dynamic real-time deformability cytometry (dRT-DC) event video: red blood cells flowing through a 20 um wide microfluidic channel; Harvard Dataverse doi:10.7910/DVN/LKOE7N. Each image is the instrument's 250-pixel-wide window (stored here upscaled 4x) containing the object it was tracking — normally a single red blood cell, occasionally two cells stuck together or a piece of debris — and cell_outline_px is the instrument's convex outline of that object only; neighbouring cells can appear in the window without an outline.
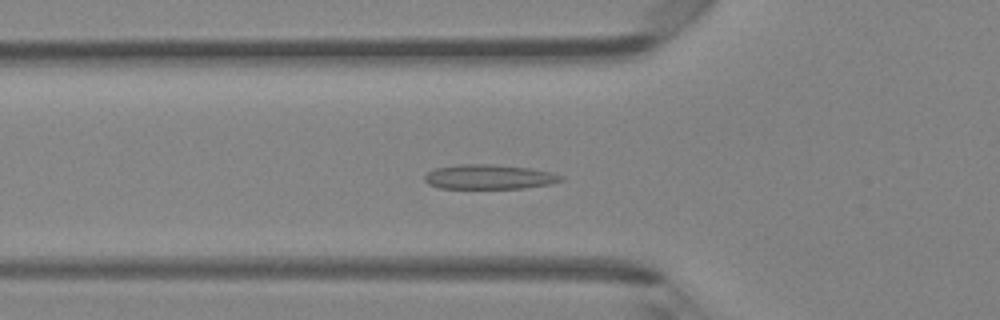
{"species": "Egyptian fruit bat (a non-hibernating species)", "species_latin": "Rousettus aegyptiacus", "temperature_condition": "room temperature", "stored_images_in_passage": 38, "camera_frame_rate_fps": 3000, "um_per_image_px": 0.085, "animal": {"sex": "female"}, "frame": {"image": 1, "passage_image": 8, "time_ms": 2.333, "image_size_px": [1000, 320], "cell_outline_px": [[564, 180], [552, 184], [524, 188], [440, 188], [428, 184], [424, 180], [424, 176], [428, 172], [436, 168], [460, 164], [488, 164], [532, 168], [552, 172], [564, 176]], "centroid_in_image_um": [41.62, 15.03], "position_along_channel_um": 84.2, "area_um2": 19.65}}
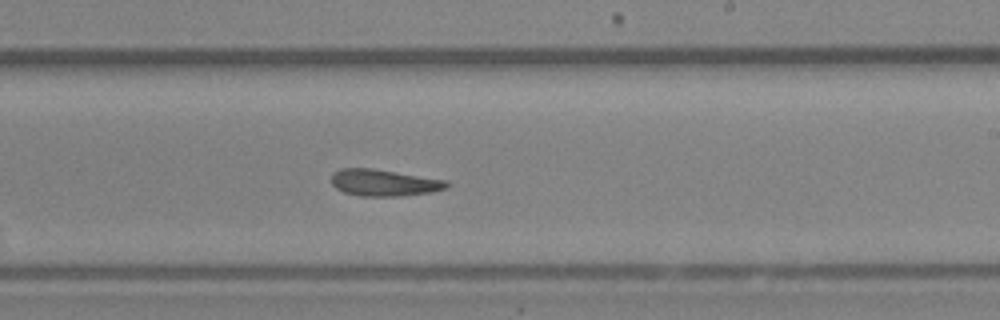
{"frame": {"image": 2, "passage_image": 20, "time_ms": 6.333, "image_size_px": [1000, 320], "cell_outline_px": [[448, 188], [432, 192], [400, 196], [360, 196], [344, 192], [336, 188], [332, 184], [332, 172], [340, 168], [372, 168], [448, 180]], "centroid_in_image_um": [32.64, 15.53], "position_along_channel_um": 256.4, "area_um2": 18.03}}
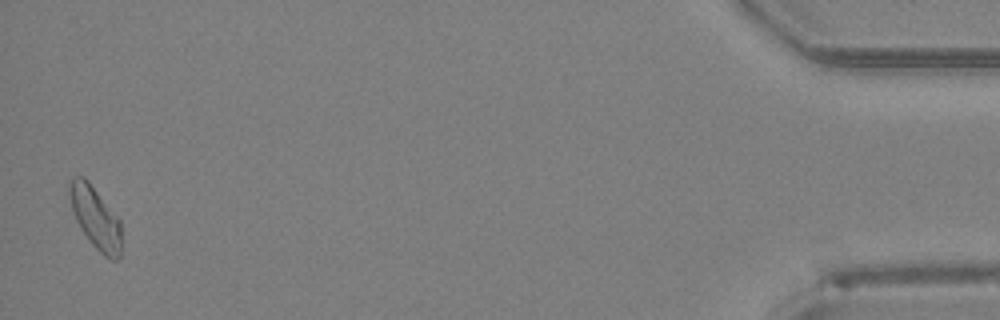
{"frame": {"image": 3, "passage_image": 38, "time_ms": 12.333, "image_size_px": [1000, 320], "cell_outline_px": [[120, 256], [116, 260], [112, 260], [104, 256], [92, 244], [80, 228], [76, 220], [72, 208], [68, 192], [68, 180], [72, 176], [84, 176], [88, 180], [120, 220]], "centroid_in_image_um": [8.08, 18.46], "position_along_channel_um": 427.1, "area_um2": 18.67}}